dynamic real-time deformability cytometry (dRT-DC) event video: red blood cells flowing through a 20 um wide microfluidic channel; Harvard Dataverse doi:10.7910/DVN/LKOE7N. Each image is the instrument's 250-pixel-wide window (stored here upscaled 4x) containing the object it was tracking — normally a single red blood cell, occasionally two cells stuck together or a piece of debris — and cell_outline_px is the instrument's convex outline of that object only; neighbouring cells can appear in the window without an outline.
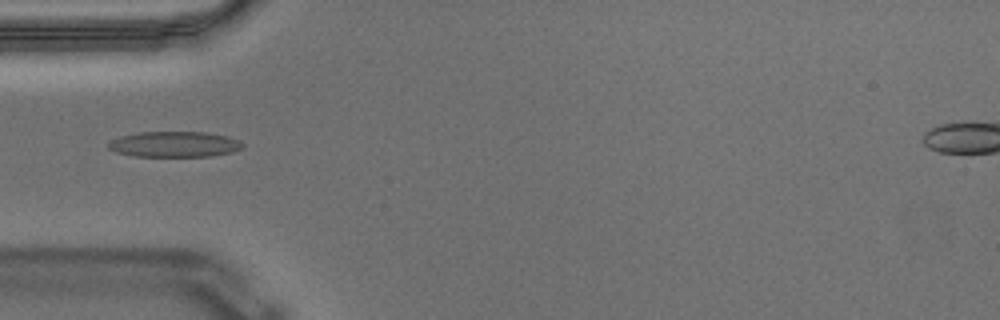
{"species": "Egyptian fruit bat (a non-hibernating species)", "species_latin": "Rousettus aegyptiacus", "temperature_condition": "warm", "stored_images_in_passage": 5, "camera_frame_rate_fps": 3000, "um_per_image_px": 0.085, "animal": {"sex": "male"}, "frame": {"image": 1, "passage_image": 1, "time_ms": 0.0, "image_size_px": [1000, 320], "cell_outline_px": [[244, 148], [232, 152], [212, 156], [136, 156], [116, 152], [108, 148], [108, 144], [112, 140], [120, 136], [140, 132], [208, 132], [228, 136], [240, 140], [244, 144]], "centroid_in_image_um": [14.89, 12.26], "position_along_channel_um": 70.1, "area_um2": 20.11}}